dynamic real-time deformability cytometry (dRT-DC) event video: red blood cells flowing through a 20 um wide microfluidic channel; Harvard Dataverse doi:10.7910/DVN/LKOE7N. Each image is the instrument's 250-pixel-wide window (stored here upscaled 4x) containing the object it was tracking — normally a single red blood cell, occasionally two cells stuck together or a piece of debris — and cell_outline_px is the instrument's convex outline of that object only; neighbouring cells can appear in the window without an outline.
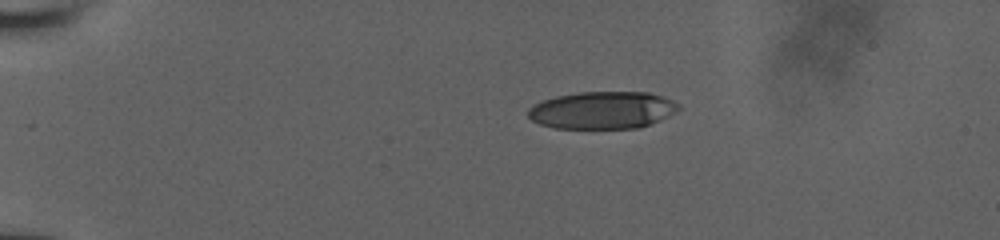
{"species": "human", "species_latin": "Homo sapiens", "temperature_condition": "room temperature", "stored_images_in_passage": 7, "camera_frame_rate_fps": 3000, "um_per_image_px": 0.085, "donor": {"sex": "male"}, "frame": {"image": 1, "passage_image": 1, "time_ms": 0.0, "image_size_px": [1000, 240], "cell_outline_px": [[680, 108], [676, 112], [660, 120], [640, 128], [552, 128], [540, 124], [532, 120], [528, 116], [528, 108], [532, 104], [556, 96], [580, 92], [648, 92], [664, 96], [680, 104]], "centroid_in_image_um": [51.22, 9.36], "position_along_channel_um": 33.8, "area_um2": 32.95}}
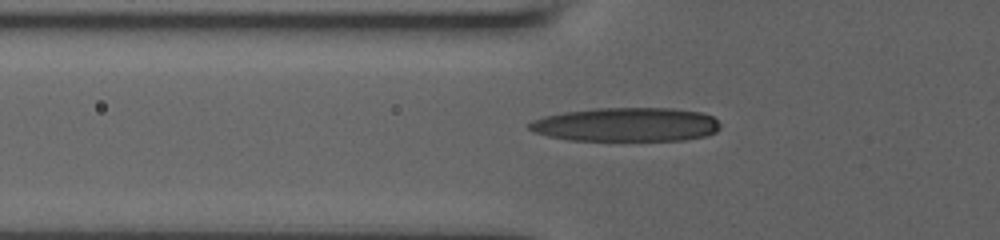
{"frame": {"image": 2, "passage_image": 6, "time_ms": 3.0, "image_size_px": [1000, 240], "cell_outline_px": [[720, 128], [716, 132], [704, 136], [684, 140], [568, 140], [548, 136], [536, 132], [528, 128], [528, 124], [532, 120], [544, 116], [564, 112], [596, 108], [672, 108], [704, 112], [712, 116], [720, 124]], "centroid_in_image_um": [53.25, 10.58], "position_along_channel_um": 72.5, "area_um2": 37.8}}